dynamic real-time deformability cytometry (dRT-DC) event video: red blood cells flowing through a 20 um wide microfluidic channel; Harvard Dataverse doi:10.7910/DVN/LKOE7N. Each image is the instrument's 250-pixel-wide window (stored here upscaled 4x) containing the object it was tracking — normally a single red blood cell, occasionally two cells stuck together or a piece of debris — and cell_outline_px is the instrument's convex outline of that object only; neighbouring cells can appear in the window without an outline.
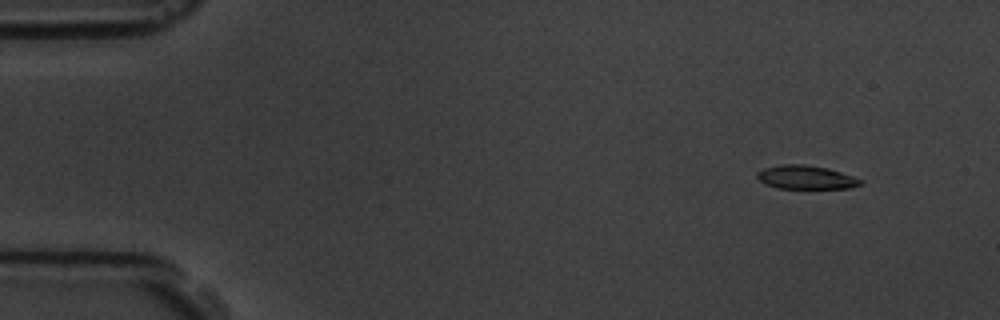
{"species": "common noctule bat (a hibernating species)", "species_latin": "Nyctalus noctula", "temperature_condition": "room temperature", "stored_images_in_passage": 15, "camera_frame_rate_fps": 3000, "um_per_image_px": 0.085, "animal": {"sex": "male", "body_mass_g": 19.5, "forearm_length_mm": 54.6}, "frame": {"image": 1, "passage_image": 2, "time_ms": 1.0, "image_size_px": [1000, 320], "cell_outline_px": [[860, 184], [852, 188], [776, 188], [764, 184], [756, 176], [756, 172], [764, 168], [780, 164], [804, 164], [828, 168], [852, 176], [860, 180]], "centroid_in_image_um": [68.43, 15.06], "position_along_channel_um": 16.6, "area_um2": 14.16}}
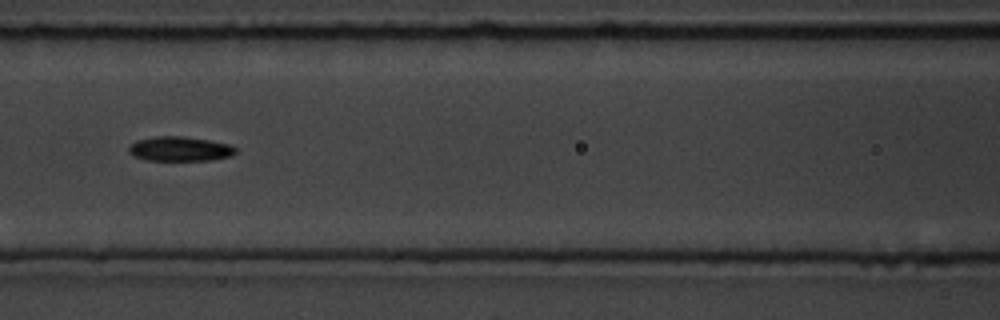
{"frame": {"image": 2, "passage_image": 7, "time_ms": 7.667, "image_size_px": [1000, 320], "cell_outline_px": [[236, 152], [232, 156], [212, 160], [148, 160], [132, 156], [128, 152], [128, 148], [136, 140], [156, 136], [180, 136], [208, 140], [232, 144], [236, 148]], "centroid_in_image_um": [15.3, 12.65], "position_along_channel_um": 151.3, "area_um2": 15.37}}
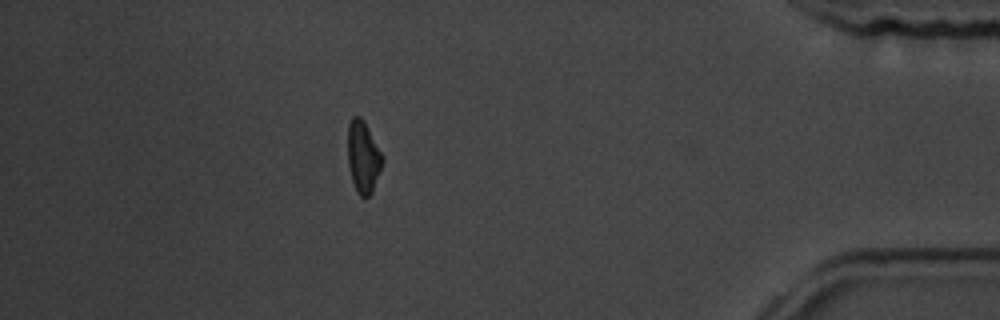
{"frame": {"image": 3, "passage_image": 14, "time_ms": 16.0, "image_size_px": [1000, 320], "cell_outline_px": [[384, 160], [372, 192], [364, 200], [356, 192], [352, 180], [348, 164], [348, 124], [352, 116], [360, 116], [364, 120], [384, 156]], "centroid_in_image_um": [30.88, 13.34], "position_along_channel_um": 404.3, "area_um2": 14.74}, "authors_computed_cell_mechanics": {"area_um2": 14.739, "velocity_mm_per_s": 3.5909, "shape_relaxation_time_tau1_ms": 1.5114, "shape_relaxation_time_tau2_ms": null, "deformation_change_tau1": 0.0734, "deformation_change_tau2": null}}